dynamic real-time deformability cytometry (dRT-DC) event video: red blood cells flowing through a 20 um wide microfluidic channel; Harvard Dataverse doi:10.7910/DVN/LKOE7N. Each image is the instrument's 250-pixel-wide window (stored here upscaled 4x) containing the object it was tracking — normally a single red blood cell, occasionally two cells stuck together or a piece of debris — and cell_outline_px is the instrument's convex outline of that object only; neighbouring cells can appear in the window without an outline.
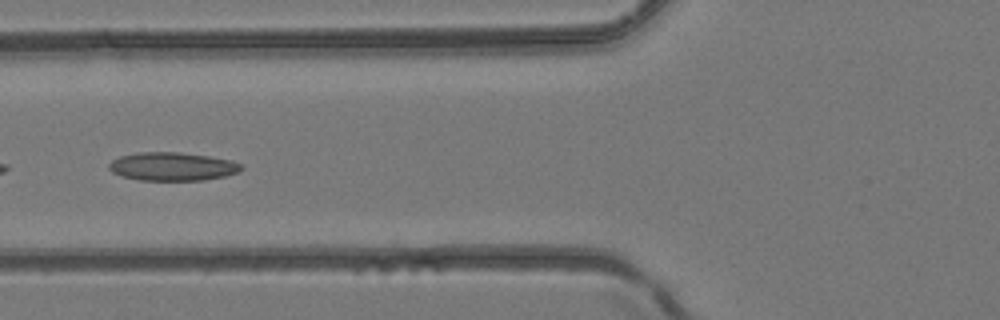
{"species": "common noctule bat (a hibernating species)", "species_latin": "Nyctalus noctula", "temperature_condition": "room temperature", "stored_images_in_passage": 5, "camera_frame_rate_fps": 3000, "um_per_image_px": 0.085, "animal": {"sex": "female", "body_mass_g": 24.6, "forearm_length_mm": 56.2}, "frame": {"image": 1, "passage_image": 5, "time_ms": 1.333, "image_size_px": [1000, 320], "cell_outline_px": [[244, 168], [240, 172], [224, 176], [204, 180], [140, 180], [124, 176], [112, 172], [108, 168], [108, 164], [112, 160], [120, 156], [136, 152], [180, 152], [208, 156], [232, 160], [244, 164]], "centroid_in_image_um": [14.69, 14.14], "position_along_channel_um": 111.1, "area_um2": 22.02}}